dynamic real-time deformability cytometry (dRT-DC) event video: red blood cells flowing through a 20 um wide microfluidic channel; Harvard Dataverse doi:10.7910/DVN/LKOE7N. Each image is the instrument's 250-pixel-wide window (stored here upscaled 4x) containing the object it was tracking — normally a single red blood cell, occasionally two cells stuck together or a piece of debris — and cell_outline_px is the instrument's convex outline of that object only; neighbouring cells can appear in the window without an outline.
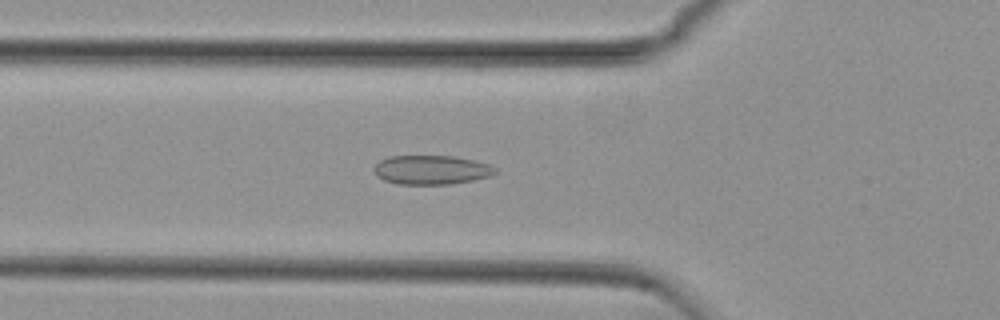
{"species": "common noctule bat (a hibernating species)", "species_latin": "Nyctalus noctula", "temperature_condition": "cold", "stored_images_in_passage": 38, "camera_frame_rate_fps": 3000, "um_per_image_px": 0.085, "animal": {"sex": "female", "body_mass_g": 29.2, "forearm_length_mm": 56.3}, "frame": {"image": 1, "passage_image": 3, "time_ms": 0.667, "image_size_px": [1000, 320], "cell_outline_px": [[496, 172], [488, 176], [472, 180], [448, 184], [396, 184], [384, 180], [376, 176], [372, 168], [380, 160], [388, 156], [452, 156], [472, 160], [488, 164], [496, 168]], "centroid_in_image_um": [36.59, 14.44], "position_along_channel_um": 89.2, "area_um2": 20.46}}
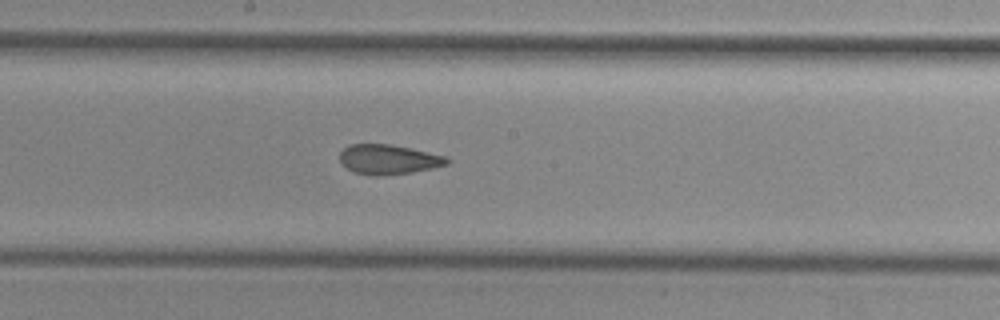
{"frame": {"image": 2, "passage_image": 13, "time_ms": 4.0, "image_size_px": [1000, 320], "cell_outline_px": [[452, 160], [448, 164], [432, 168], [412, 172], [380, 176], [368, 176], [352, 172], [340, 160], [340, 152], [348, 144], [388, 144], [448, 156]], "centroid_in_image_um": [33.03, 13.56], "position_along_channel_um": 215.2, "area_um2": 18.67}}
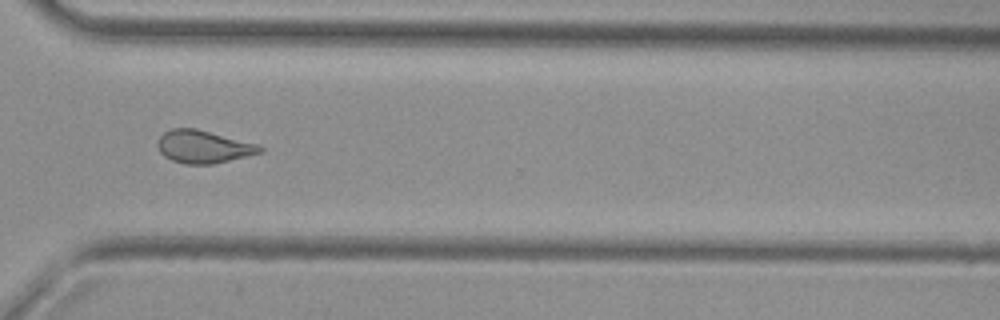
{"frame": {"image": 3, "passage_image": 24, "time_ms": 7.667, "image_size_px": [1000, 320], "cell_outline_px": [[264, 152], [212, 164], [184, 164], [172, 160], [164, 156], [160, 152], [156, 144], [160, 136], [164, 132], [172, 128], [196, 128], [260, 144], [264, 148]], "centroid_in_image_um": [17.31, 12.46], "position_along_channel_um": 353.3, "area_um2": 19.71}, "authors_computed_cell_mechanics": {"area_um2": 19.3052, "velocity_mm_per_s": 3.7669, "shape_relaxation_time_tau1_ms": null, "shape_relaxation_time_tau2_ms": 2.2195, "deformation_change_tau1": null, "deformation_change_tau2": 0.0806}}